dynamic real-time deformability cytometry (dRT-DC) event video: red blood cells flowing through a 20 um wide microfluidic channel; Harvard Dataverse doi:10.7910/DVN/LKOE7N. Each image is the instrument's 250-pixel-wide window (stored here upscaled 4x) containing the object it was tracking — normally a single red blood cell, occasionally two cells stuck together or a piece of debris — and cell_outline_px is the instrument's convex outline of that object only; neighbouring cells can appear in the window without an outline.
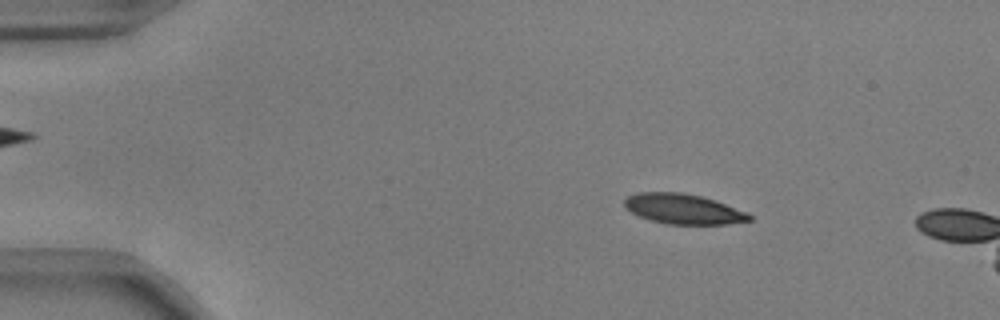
{"species": "common noctule bat (a hibernating species)", "species_latin": "Nyctalus noctula", "temperature_condition": "warm", "stored_images_in_passage": 14, "camera_frame_rate_fps": 3000, "um_per_image_px": 0.085, "animal": {"sex": "male", "body_mass_g": 17.9, "forearm_length_mm": 54.2}, "frame": {"image": 1, "passage_image": 8, "time_ms": 2.333, "image_size_px": [1000, 320], "cell_outline_px": [[752, 220], [728, 224], [668, 224], [652, 220], [640, 216], [632, 212], [624, 204], [624, 200], [628, 196], [636, 192], [680, 192], [700, 196], [716, 200], [748, 212], [752, 216]], "centroid_in_image_um": [58.12, 17.75], "position_along_channel_um": 26.9, "area_um2": 21.85}}